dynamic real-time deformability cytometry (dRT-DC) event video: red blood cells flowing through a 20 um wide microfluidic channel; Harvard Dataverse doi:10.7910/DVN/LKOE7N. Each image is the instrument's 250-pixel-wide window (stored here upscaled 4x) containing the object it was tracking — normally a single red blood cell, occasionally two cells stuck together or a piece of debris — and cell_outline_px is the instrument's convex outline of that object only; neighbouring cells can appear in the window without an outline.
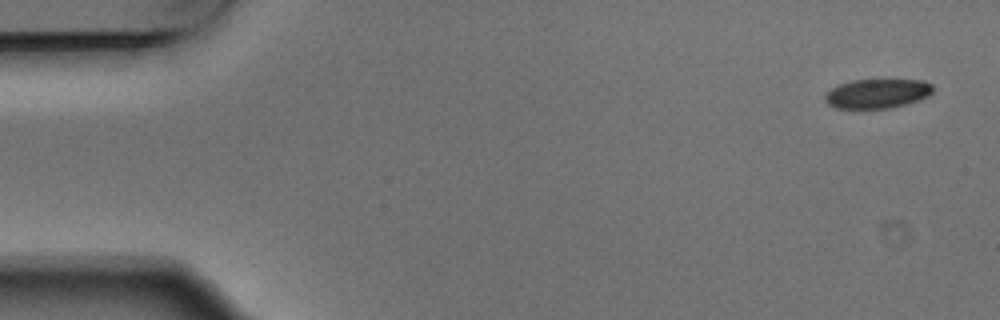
{"species": "Egyptian fruit bat (a non-hibernating species)", "species_latin": "Rousettus aegyptiacus", "temperature_condition": "warm", "stored_images_in_passage": 4, "camera_frame_rate_fps": 3000, "um_per_image_px": 0.085, "animal": {"sex": "male"}, "frame": {"image": 1, "passage_image": 1, "time_ms": 0.0, "image_size_px": [1000, 320], "cell_outline_px": [[932, 92], [928, 96], [892, 108], [836, 108], [828, 104], [824, 100], [824, 96], [832, 88], [840, 84], [852, 80], [924, 80], [932, 84]], "centroid_in_image_um": [74.55, 7.95], "position_along_channel_um": 10.4, "area_um2": 18.26}}
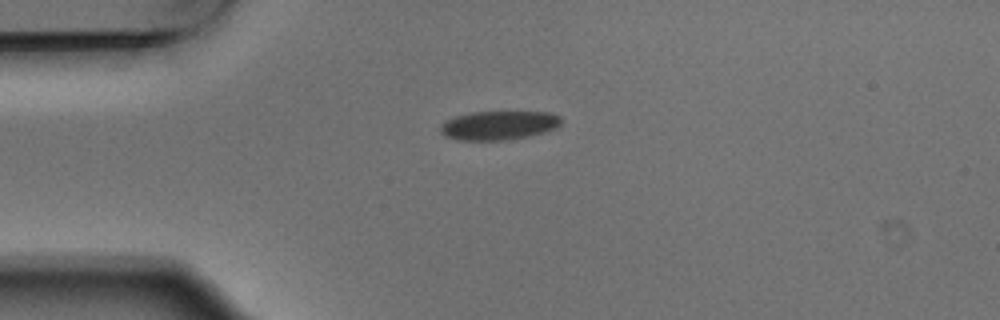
{"frame": {"image": 2, "passage_image": 4, "time_ms": 1.0, "image_size_px": [1000, 320], "cell_outline_px": [[560, 124], [556, 128], [544, 132], [504, 140], [456, 140], [444, 136], [440, 132], [440, 128], [448, 120], [456, 116], [472, 112], [552, 112], [560, 116]], "centroid_in_image_um": [42.39, 10.65], "position_along_channel_um": 42.6, "area_um2": 20.11}}